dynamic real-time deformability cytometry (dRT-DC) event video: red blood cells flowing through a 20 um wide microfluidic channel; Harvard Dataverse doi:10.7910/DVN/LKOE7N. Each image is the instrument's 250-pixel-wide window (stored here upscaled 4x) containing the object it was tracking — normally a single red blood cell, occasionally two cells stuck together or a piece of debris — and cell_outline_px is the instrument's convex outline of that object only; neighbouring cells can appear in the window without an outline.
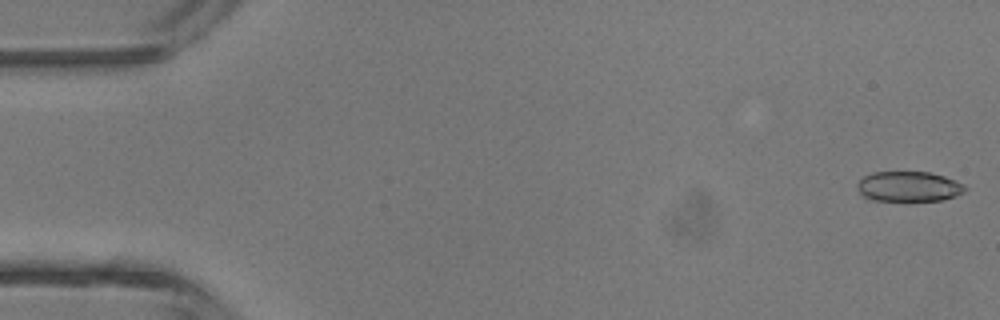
{"species": "common noctule bat (a hibernating species)", "species_latin": "Nyctalus noctula", "temperature_condition": "room temperature", "stored_images_in_passage": 5, "camera_frame_rate_fps": 3000, "um_per_image_px": 0.085, "animal": {"sex": "male", "body_mass_g": 13.3}, "frame": {"image": 1, "passage_image": 1, "time_ms": 0.0, "image_size_px": [1000, 320], "cell_outline_px": [[968, 188], [964, 192], [956, 196], [944, 200], [868, 200], [860, 192], [856, 184], [864, 176], [872, 172], [928, 172], [944, 176], [964, 184]], "centroid_in_image_um": [77.26, 15.85], "position_along_channel_um": 7.7, "area_um2": 18.9}}
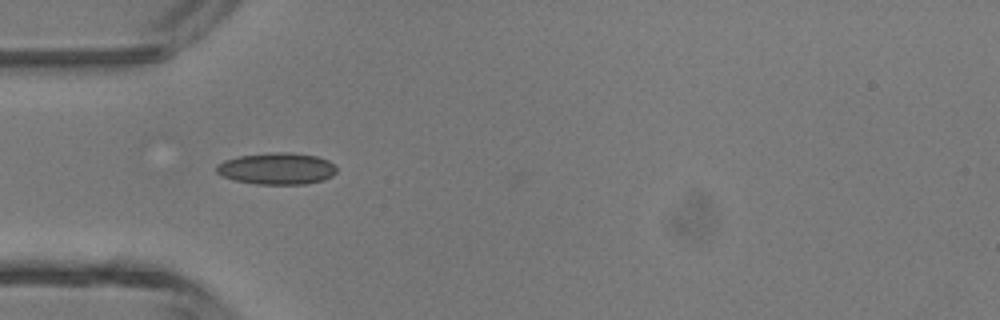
{"frame": {"image": 2, "passage_image": 4, "time_ms": 4.333, "image_size_px": [1000, 320], "cell_outline_px": [[336, 172], [332, 176], [324, 180], [304, 184], [256, 184], [232, 180], [216, 172], [216, 164], [224, 160], [240, 156], [272, 152], [288, 152], [316, 156], [328, 160], [336, 168]], "centroid_in_image_um": [23.52, 14.33], "position_along_channel_um": 61.5, "area_um2": 22.2}}
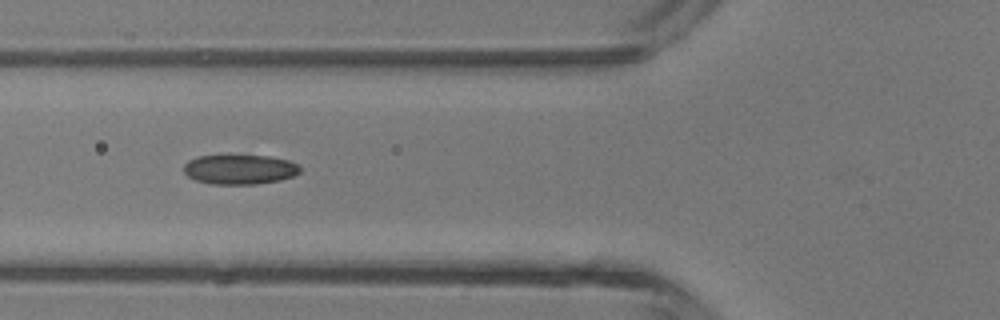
{"frame": {"image": 3, "passage_image": 5, "time_ms": 5.333, "image_size_px": [1000, 320], "cell_outline_px": [[300, 172], [292, 176], [280, 180], [256, 184], [212, 184], [196, 180], [188, 176], [184, 172], [184, 164], [188, 160], [196, 156], [268, 156], [288, 160], [296, 164], [300, 168]], "centroid_in_image_um": [20.35, 14.4], "position_along_channel_um": 105.4, "area_um2": 19.94}}